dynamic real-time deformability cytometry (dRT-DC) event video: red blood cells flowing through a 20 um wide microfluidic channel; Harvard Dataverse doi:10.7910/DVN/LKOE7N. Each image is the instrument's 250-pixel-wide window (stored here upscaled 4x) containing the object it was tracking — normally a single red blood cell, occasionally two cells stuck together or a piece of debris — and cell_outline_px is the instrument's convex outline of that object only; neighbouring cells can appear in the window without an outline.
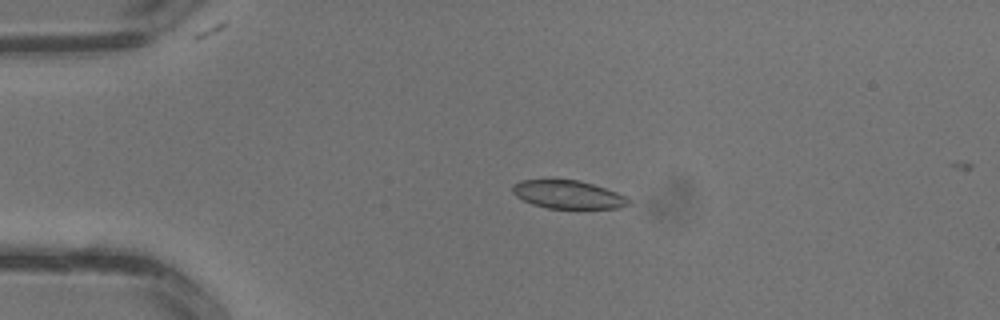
{"species": "common noctule bat (a hibernating species)", "species_latin": "Nyctalus noctula", "temperature_condition": "warm", "stored_images_in_passage": 3, "camera_frame_rate_fps": 3000, "um_per_image_px": 0.085, "animal": {"sex": "male", "body_mass_g": 13.3}, "frame": {"image": 1, "passage_image": 3, "time_ms": 0.667, "image_size_px": [1000, 320], "cell_outline_px": [[632, 204], [620, 208], [548, 208], [532, 204], [516, 196], [512, 192], [512, 184], [520, 180], [580, 180], [616, 192], [632, 200]], "centroid_in_image_um": [48.29, 16.54], "position_along_channel_um": 36.7, "area_um2": 19.02}}